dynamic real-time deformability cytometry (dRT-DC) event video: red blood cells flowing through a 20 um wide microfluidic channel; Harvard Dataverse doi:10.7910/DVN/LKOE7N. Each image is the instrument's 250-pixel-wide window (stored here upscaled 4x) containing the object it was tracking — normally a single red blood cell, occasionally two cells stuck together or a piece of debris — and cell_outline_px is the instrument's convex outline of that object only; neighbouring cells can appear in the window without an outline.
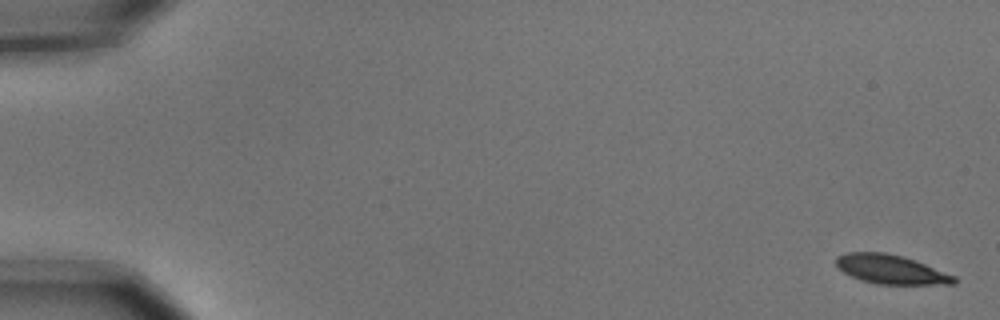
{"species": "common noctule bat (a hibernating species)", "species_latin": "Nyctalus noctula", "temperature_condition": "cold", "stored_images_in_passage": 6, "camera_frame_rate_fps": 3000, "um_per_image_px": 0.085, "animal": {"sex": "male", "body_mass_g": 15.6}, "frame": {"image": 1, "passage_image": 1, "time_ms": 0.0, "image_size_px": [1000, 320], "cell_outline_px": [[956, 284], [876, 284], [860, 280], [844, 272], [836, 264], [836, 256], [848, 252], [884, 252], [904, 256], [916, 260], [956, 276]], "centroid_in_image_um": [75.75, 22.89], "position_along_channel_um": 9.3, "area_um2": 20.06}}
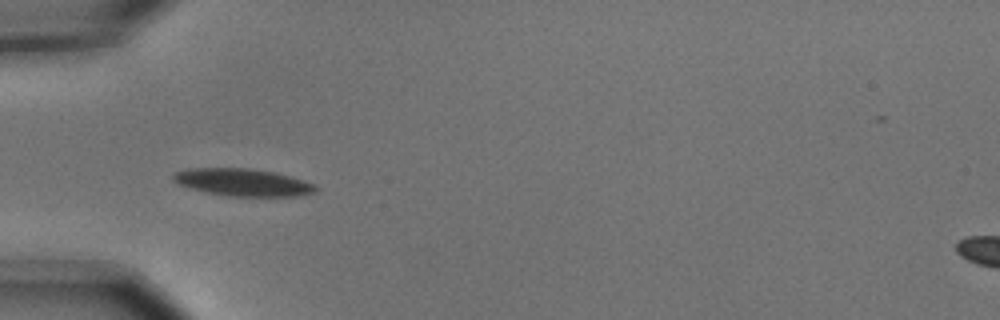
{"frame": {"image": 2, "passage_image": 5, "time_ms": 1.333, "image_size_px": [1000, 320], "cell_outline_px": [[320, 188], [316, 192], [300, 196], [228, 196], [208, 192], [176, 184], [172, 180], [172, 176], [176, 172], [188, 168], [252, 168], [276, 172], [292, 176], [304, 180]], "centroid_in_image_um": [20.67, 15.49], "position_along_channel_um": 64.3, "area_um2": 22.89}}
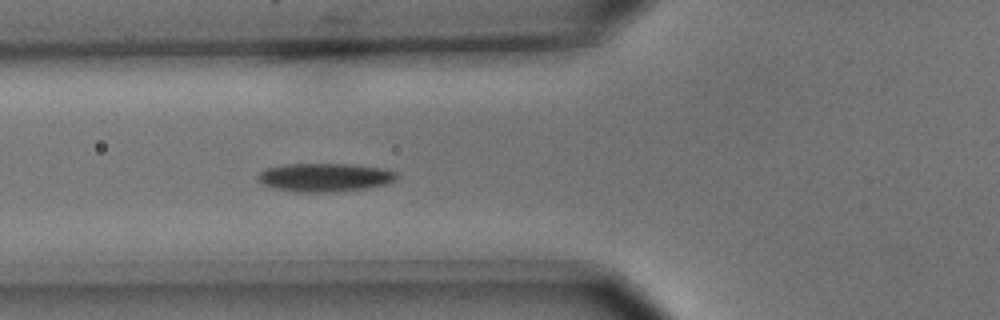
{"frame": {"image": 3, "passage_image": 6, "time_ms": 1.667, "image_size_px": [1000, 320], "cell_outline_px": [[400, 176], [396, 180], [388, 184], [368, 188], [336, 192], [296, 192], [272, 188], [264, 184], [256, 176], [260, 172], [268, 168], [284, 164], [352, 164], [380, 168], [396, 172]], "centroid_in_image_um": [27.65, 15.08], "position_along_channel_um": 98.2, "area_um2": 23.18}}